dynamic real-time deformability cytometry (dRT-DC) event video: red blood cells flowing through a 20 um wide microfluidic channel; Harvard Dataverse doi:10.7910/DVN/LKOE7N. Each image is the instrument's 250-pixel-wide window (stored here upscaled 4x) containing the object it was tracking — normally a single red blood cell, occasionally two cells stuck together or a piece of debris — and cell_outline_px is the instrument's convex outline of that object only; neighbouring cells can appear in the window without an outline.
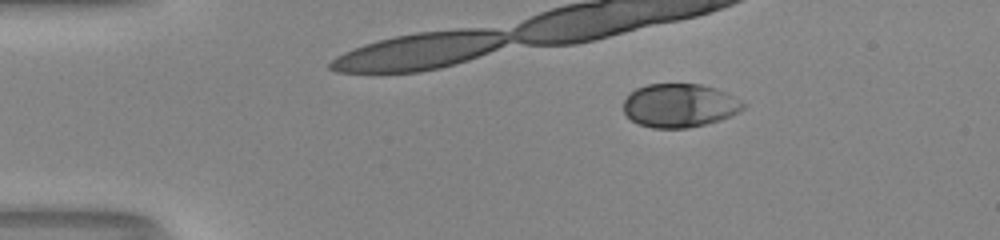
{"species": "human", "species_latin": "Homo sapiens", "temperature_condition": "room temperature", "stored_images_in_passage": 30, "camera_frame_rate_fps": 3000, "um_per_image_px": 0.085, "donor": {"sex": "male"}, "frame": {"image": 1, "passage_image": 1, "time_ms": 0.0, "image_size_px": [1000, 240], "cell_outline_px": [[748, 104], [744, 108], [720, 120], [688, 128], [652, 128], [640, 124], [632, 120], [624, 112], [624, 100], [636, 88], [648, 84], [700, 84], [716, 88], [744, 100]], "centroid_in_image_um": [57.79, 8.96], "position_along_channel_um": 27.2, "area_um2": 30.4}}